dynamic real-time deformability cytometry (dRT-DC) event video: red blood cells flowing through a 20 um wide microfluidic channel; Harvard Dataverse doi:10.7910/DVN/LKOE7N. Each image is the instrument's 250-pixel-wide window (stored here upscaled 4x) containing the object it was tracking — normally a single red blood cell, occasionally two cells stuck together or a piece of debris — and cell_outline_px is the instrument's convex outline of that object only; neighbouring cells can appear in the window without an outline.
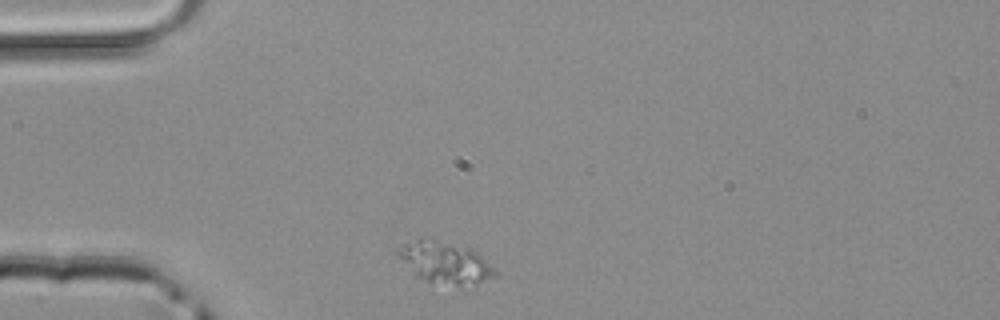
{"species": "common noctule bat (a hibernating species)", "species_latin": "Nyctalus noctula", "temperature_condition": "room temperature", "stored_images_in_passage": 28, "camera_frame_rate_fps": 3000, "um_per_image_px": 0.085, "animal": {"sex": "male", "body_mass_g": 20.4}, "frame": {"image": 1, "passage_image": 1, "time_ms": 0.0, "image_size_px": [1000, 320], "cell_outline_px": [[500, 276], [460, 284], [456, 284], [424, 280], [416, 276], [396, 252], [404, 244], [416, 240], [432, 236], [468, 248], [476, 252], [500, 272]], "centroid_in_image_um": [37.85, 22.25], "position_along_channel_um": 47.1, "area_um2": 22.89}}
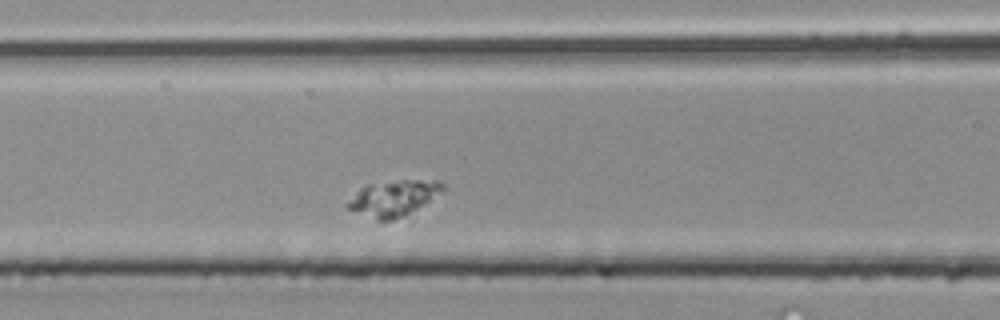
{"frame": {"image": 2, "passage_image": 9, "time_ms": 2.667, "image_size_px": [1000, 320], "cell_outline_px": [[444, 188], [428, 200], [404, 216], [392, 220], [376, 220], [348, 208], [344, 204], [360, 188], [368, 184], [400, 180], [440, 180], [444, 184]], "centroid_in_image_um": [33.4, 16.83], "position_along_channel_um": 133.2, "area_um2": 19.31}}
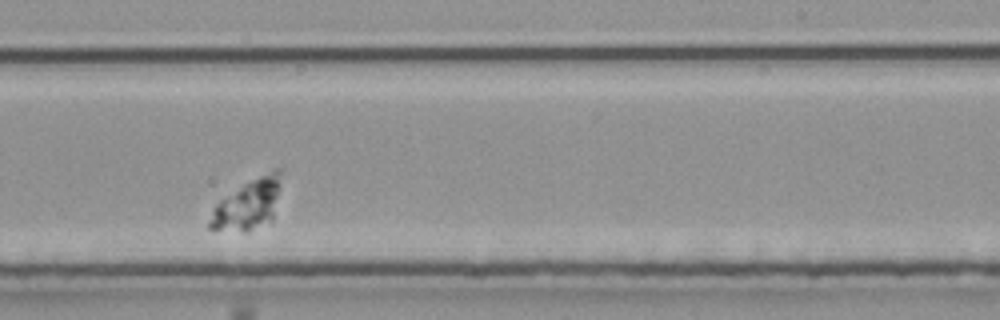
{"frame": {"image": 3, "passage_image": 19, "time_ms": 6.0, "image_size_px": [1000, 320], "cell_outline_px": [[280, 172], [272, 220], [248, 232], [244, 232], [208, 228], [208, 220], [216, 204], [220, 200], [244, 184], [276, 168], [280, 168]], "centroid_in_image_um": [21.02, 17.43], "position_along_channel_um": 268.0, "area_um2": 20.11}}